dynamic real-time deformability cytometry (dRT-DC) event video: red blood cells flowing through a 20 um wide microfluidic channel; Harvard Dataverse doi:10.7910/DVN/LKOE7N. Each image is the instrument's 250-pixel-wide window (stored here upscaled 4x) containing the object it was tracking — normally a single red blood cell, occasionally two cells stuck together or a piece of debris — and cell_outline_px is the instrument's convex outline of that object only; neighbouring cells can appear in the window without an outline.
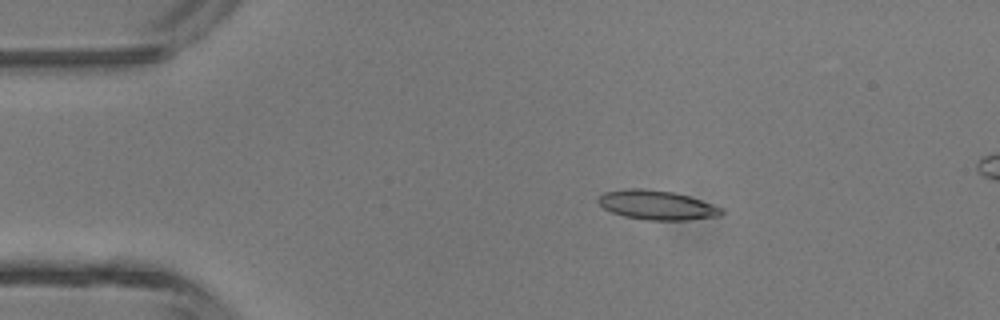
{"species": "common noctule bat (a hibernating species)", "species_latin": "Nyctalus noctula", "temperature_condition": "room temperature", "stored_images_in_passage": 5, "camera_frame_rate_fps": 3000, "um_per_image_px": 0.085, "animal": {"sex": "male", "body_mass_g": 13.3}, "frame": {"image": 1, "passage_image": 3, "time_ms": 2.333, "image_size_px": [1000, 320], "cell_outline_px": [[724, 212], [720, 216], [684, 220], [648, 220], [624, 216], [612, 212], [604, 208], [596, 200], [604, 192], [628, 188], [644, 188], [672, 192], [688, 196], [724, 208]], "centroid_in_image_um": [55.83, 17.43], "position_along_channel_um": 29.2, "area_um2": 20.98}}